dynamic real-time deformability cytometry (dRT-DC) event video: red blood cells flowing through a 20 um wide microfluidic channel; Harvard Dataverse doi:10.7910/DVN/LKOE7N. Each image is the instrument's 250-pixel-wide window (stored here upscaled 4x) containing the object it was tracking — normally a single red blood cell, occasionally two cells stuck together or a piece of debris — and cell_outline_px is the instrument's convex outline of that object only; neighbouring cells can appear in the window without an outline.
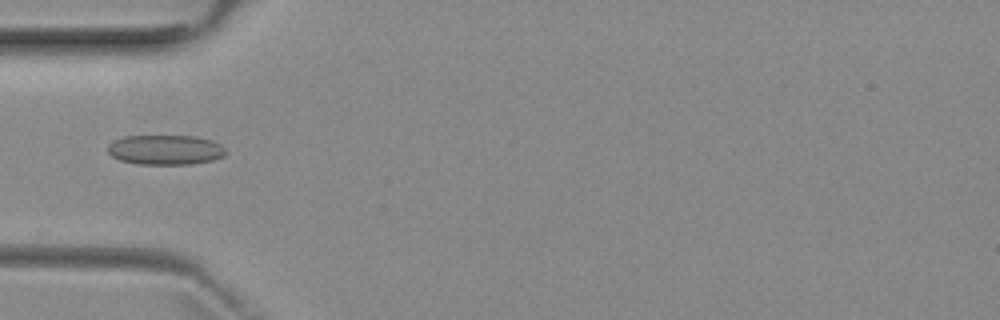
{"species": "common noctule bat (a hibernating species)", "species_latin": "Nyctalus noctula", "temperature_condition": "room temperature", "stored_images_in_passage": 2, "camera_frame_rate_fps": 3000, "um_per_image_px": 0.085, "animal": {"sex": "female", "body_mass_g": 29.2, "forearm_length_mm": 56.3}, "frame": {"image": 1, "passage_image": 1, "time_ms": 0.0, "image_size_px": [1000, 320], "cell_outline_px": [[228, 152], [224, 156], [212, 160], [192, 164], [136, 164], [120, 160], [112, 156], [108, 152], [108, 144], [112, 140], [124, 136], [196, 136], [212, 140], [220, 144]], "centroid_in_image_um": [14.05, 12.73], "position_along_channel_um": 70.9, "area_um2": 20.69}}
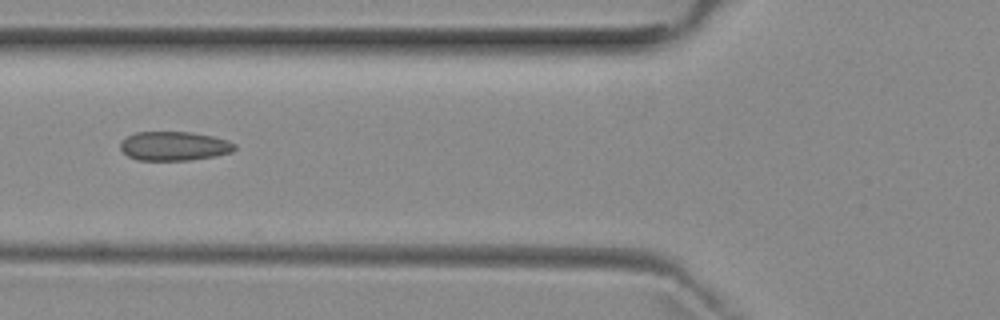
{"frame": {"image": 2, "passage_image": 2, "time_ms": 1.0, "image_size_px": [1000, 320], "cell_outline_px": [[236, 148], [232, 152], [216, 156], [188, 160], [136, 160], [128, 156], [120, 148], [120, 140], [136, 132], [192, 132], [212, 136], [228, 140], [236, 144]], "centroid_in_image_um": [14.81, 12.41], "position_along_channel_um": 111.0, "area_um2": 19.48}}